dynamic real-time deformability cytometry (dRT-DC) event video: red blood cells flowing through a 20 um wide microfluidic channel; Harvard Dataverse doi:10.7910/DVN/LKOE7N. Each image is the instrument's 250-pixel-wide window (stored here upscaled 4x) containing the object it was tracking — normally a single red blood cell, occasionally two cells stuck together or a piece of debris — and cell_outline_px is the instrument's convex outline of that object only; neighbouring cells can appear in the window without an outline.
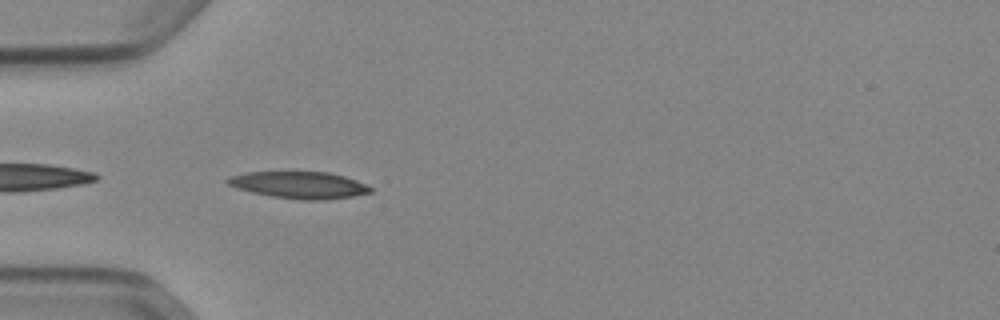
{"species": "Egyptian fruit bat (a non-hibernating species)", "species_latin": "Rousettus aegyptiacus", "temperature_condition": "cold", "stored_images_in_passage": 37, "camera_frame_rate_fps": 3000, "um_per_image_px": 0.085, "animal": {"sex": "female"}, "frame": {"image": 1, "passage_image": 1, "time_ms": 0.0, "image_size_px": [1000, 320], "cell_outline_px": [[372, 192], [352, 196], [328, 200], [300, 200], [272, 196], [252, 192], [236, 188], [228, 184], [224, 180], [228, 176], [248, 172], [328, 172], [344, 176], [356, 180], [372, 188]], "centroid_in_image_um": [25.41, 15.73], "position_along_channel_um": 59.6, "area_um2": 22.37}}
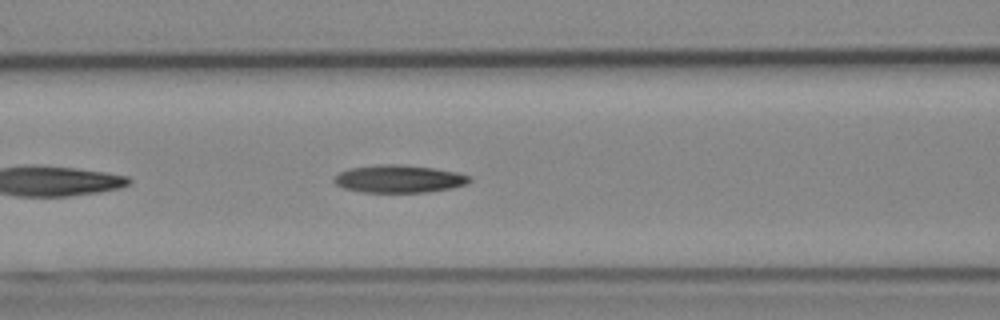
{"frame": {"image": 2, "passage_image": 7, "time_ms": 2.0, "image_size_px": [1000, 320], "cell_outline_px": [[472, 180], [468, 184], [452, 188], [428, 192], [360, 192], [344, 188], [336, 184], [332, 180], [332, 176], [348, 168], [380, 164], [400, 164], [432, 168], [456, 172], [472, 176]], "centroid_in_image_um": [33.9, 15.2], "position_along_channel_um": 132.7, "area_um2": 22.08}}
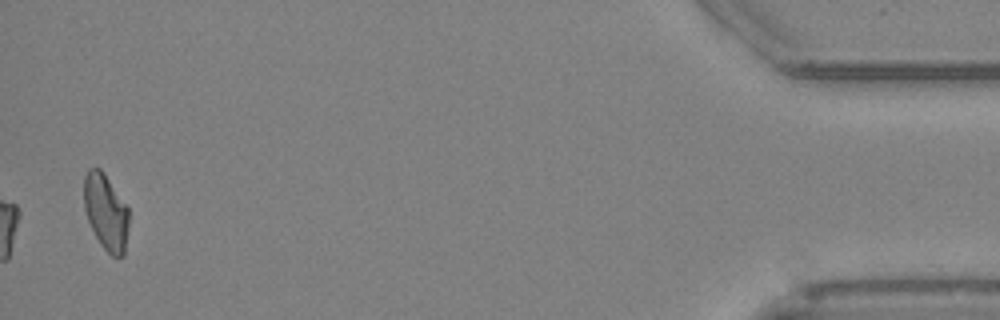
{"frame": {"image": 3, "passage_image": 36, "time_ms": 11.667, "image_size_px": [1000, 320], "cell_outline_px": [[128, 228], [124, 256], [112, 256], [100, 244], [88, 220], [84, 208], [84, 176], [88, 168], [100, 168], [104, 172], [128, 208]], "centroid_in_image_um": [8.99, 18.01], "position_along_channel_um": 426.2, "area_um2": 19.77}}